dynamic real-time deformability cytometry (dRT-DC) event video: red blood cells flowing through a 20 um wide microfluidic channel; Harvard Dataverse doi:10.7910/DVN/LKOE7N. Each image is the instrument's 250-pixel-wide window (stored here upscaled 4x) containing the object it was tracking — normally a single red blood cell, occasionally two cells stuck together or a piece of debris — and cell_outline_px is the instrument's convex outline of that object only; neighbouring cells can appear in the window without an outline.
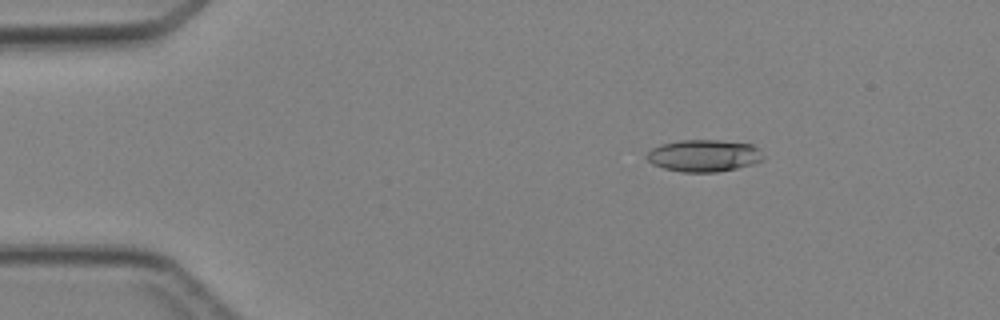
{"species": "Egyptian fruit bat (a non-hibernating species)", "species_latin": "Rousettus aegyptiacus", "temperature_condition": "cold", "stored_images_in_passage": 47, "camera_frame_rate_fps": 3000, "um_per_image_px": 0.085, "animal": {"sex": "female"}, "frame": {"image": 1, "passage_image": 8, "time_ms": 2.333, "image_size_px": [1000, 320], "cell_outline_px": [[764, 160], [756, 164], [716, 172], [680, 172], [664, 168], [652, 164], [648, 160], [648, 152], [652, 148], [660, 144], [680, 140], [720, 140], [752, 144], [760, 148], [764, 156]], "centroid_in_image_um": [59.89, 13.23], "position_along_channel_um": 25.1, "area_um2": 21.96}}
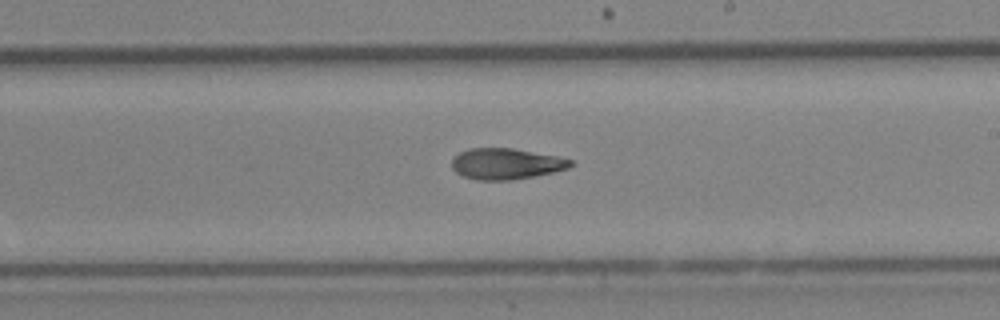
{"frame": {"image": 2, "passage_image": 28, "time_ms": 9.0, "image_size_px": [1000, 320], "cell_outline_px": [[572, 164], [568, 168], [552, 172], [512, 180], [476, 180], [464, 176], [456, 172], [452, 168], [452, 160], [460, 152], [468, 148], [512, 148], [556, 156], [572, 160]], "centroid_in_image_um": [42.98, 13.92], "position_along_channel_um": 246.0, "area_um2": 21.21}}
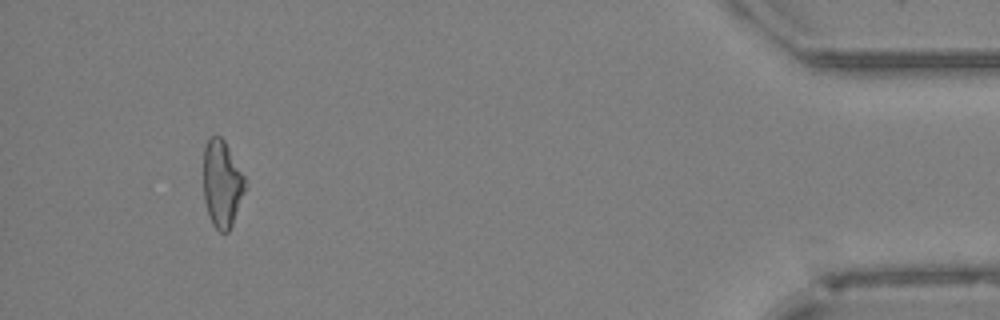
{"frame": {"image": 3, "passage_image": 44, "time_ms": 14.333, "image_size_px": [1000, 320], "cell_outline_px": [[244, 192], [232, 224], [228, 232], [220, 232], [212, 224], [208, 216], [204, 200], [204, 148], [208, 140], [212, 136], [220, 136], [224, 140], [244, 176]], "centroid_in_image_um": [18.84, 15.64], "position_along_channel_um": 416.4, "area_um2": 20.75}}